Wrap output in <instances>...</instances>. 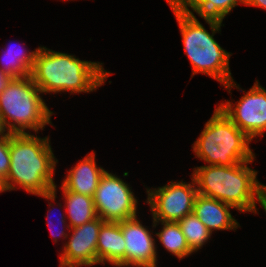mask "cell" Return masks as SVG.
<instances>
[{
  "label": "cell",
  "instance_id": "16",
  "mask_svg": "<svg viewBox=\"0 0 266 267\" xmlns=\"http://www.w3.org/2000/svg\"><path fill=\"white\" fill-rule=\"evenodd\" d=\"M14 46L9 45L7 49H4L0 70L10 78L28 77L31 75L38 48L28 52Z\"/></svg>",
  "mask_w": 266,
  "mask_h": 267
},
{
  "label": "cell",
  "instance_id": "19",
  "mask_svg": "<svg viewBox=\"0 0 266 267\" xmlns=\"http://www.w3.org/2000/svg\"><path fill=\"white\" fill-rule=\"evenodd\" d=\"M178 223L193 252H197L201 249L212 235L194 213L186 215L183 219L179 220Z\"/></svg>",
  "mask_w": 266,
  "mask_h": 267
},
{
  "label": "cell",
  "instance_id": "11",
  "mask_svg": "<svg viewBox=\"0 0 266 267\" xmlns=\"http://www.w3.org/2000/svg\"><path fill=\"white\" fill-rule=\"evenodd\" d=\"M125 239V267H157L156 242L137 217L120 221Z\"/></svg>",
  "mask_w": 266,
  "mask_h": 267
},
{
  "label": "cell",
  "instance_id": "12",
  "mask_svg": "<svg viewBox=\"0 0 266 267\" xmlns=\"http://www.w3.org/2000/svg\"><path fill=\"white\" fill-rule=\"evenodd\" d=\"M95 156V151L87 154L71 170H68L61 187L74 193L93 197L100 178L106 171L102 167H97Z\"/></svg>",
  "mask_w": 266,
  "mask_h": 267
},
{
  "label": "cell",
  "instance_id": "13",
  "mask_svg": "<svg viewBox=\"0 0 266 267\" xmlns=\"http://www.w3.org/2000/svg\"><path fill=\"white\" fill-rule=\"evenodd\" d=\"M232 206L214 198L196 195L193 213L212 233L214 230H236L239 223L233 218L229 209Z\"/></svg>",
  "mask_w": 266,
  "mask_h": 267
},
{
  "label": "cell",
  "instance_id": "4",
  "mask_svg": "<svg viewBox=\"0 0 266 267\" xmlns=\"http://www.w3.org/2000/svg\"><path fill=\"white\" fill-rule=\"evenodd\" d=\"M252 162L195 167L192 176L198 194L224 202L241 213L257 214L256 203L262 205L266 201V185L257 180L258 172L248 167Z\"/></svg>",
  "mask_w": 266,
  "mask_h": 267
},
{
  "label": "cell",
  "instance_id": "25",
  "mask_svg": "<svg viewBox=\"0 0 266 267\" xmlns=\"http://www.w3.org/2000/svg\"><path fill=\"white\" fill-rule=\"evenodd\" d=\"M6 191L4 180L0 178V193Z\"/></svg>",
  "mask_w": 266,
  "mask_h": 267
},
{
  "label": "cell",
  "instance_id": "2",
  "mask_svg": "<svg viewBox=\"0 0 266 267\" xmlns=\"http://www.w3.org/2000/svg\"><path fill=\"white\" fill-rule=\"evenodd\" d=\"M102 65L39 46L30 76L43 94L89 93L105 84L111 75Z\"/></svg>",
  "mask_w": 266,
  "mask_h": 267
},
{
  "label": "cell",
  "instance_id": "15",
  "mask_svg": "<svg viewBox=\"0 0 266 267\" xmlns=\"http://www.w3.org/2000/svg\"><path fill=\"white\" fill-rule=\"evenodd\" d=\"M70 228L81 226L97 218L93 197L74 193L61 187Z\"/></svg>",
  "mask_w": 266,
  "mask_h": 267
},
{
  "label": "cell",
  "instance_id": "10",
  "mask_svg": "<svg viewBox=\"0 0 266 267\" xmlns=\"http://www.w3.org/2000/svg\"><path fill=\"white\" fill-rule=\"evenodd\" d=\"M105 222L97 217L91 222L71 228V236L64 243L59 267H81L98 264L97 242L101 226Z\"/></svg>",
  "mask_w": 266,
  "mask_h": 267
},
{
  "label": "cell",
  "instance_id": "6",
  "mask_svg": "<svg viewBox=\"0 0 266 267\" xmlns=\"http://www.w3.org/2000/svg\"><path fill=\"white\" fill-rule=\"evenodd\" d=\"M40 94L31 76L9 80L0 93V115L8 133L25 134L30 129L38 134L45 125H53L51 116L54 113Z\"/></svg>",
  "mask_w": 266,
  "mask_h": 267
},
{
  "label": "cell",
  "instance_id": "20",
  "mask_svg": "<svg viewBox=\"0 0 266 267\" xmlns=\"http://www.w3.org/2000/svg\"><path fill=\"white\" fill-rule=\"evenodd\" d=\"M10 168V133L0 138V178L5 180Z\"/></svg>",
  "mask_w": 266,
  "mask_h": 267
},
{
  "label": "cell",
  "instance_id": "17",
  "mask_svg": "<svg viewBox=\"0 0 266 267\" xmlns=\"http://www.w3.org/2000/svg\"><path fill=\"white\" fill-rule=\"evenodd\" d=\"M189 14L196 12L203 19H217L223 21L239 3L245 4L246 0H175ZM190 7L192 11L188 8Z\"/></svg>",
  "mask_w": 266,
  "mask_h": 267
},
{
  "label": "cell",
  "instance_id": "8",
  "mask_svg": "<svg viewBox=\"0 0 266 267\" xmlns=\"http://www.w3.org/2000/svg\"><path fill=\"white\" fill-rule=\"evenodd\" d=\"M130 185L105 171L93 196L97 217L104 222H120L138 217V200Z\"/></svg>",
  "mask_w": 266,
  "mask_h": 267
},
{
  "label": "cell",
  "instance_id": "23",
  "mask_svg": "<svg viewBox=\"0 0 266 267\" xmlns=\"http://www.w3.org/2000/svg\"><path fill=\"white\" fill-rule=\"evenodd\" d=\"M11 78L0 70V93L5 89L6 84Z\"/></svg>",
  "mask_w": 266,
  "mask_h": 267
},
{
  "label": "cell",
  "instance_id": "5",
  "mask_svg": "<svg viewBox=\"0 0 266 267\" xmlns=\"http://www.w3.org/2000/svg\"><path fill=\"white\" fill-rule=\"evenodd\" d=\"M251 141L217 106L193 143V152L208 165L233 166L254 161L255 154L249 146Z\"/></svg>",
  "mask_w": 266,
  "mask_h": 267
},
{
  "label": "cell",
  "instance_id": "26",
  "mask_svg": "<svg viewBox=\"0 0 266 267\" xmlns=\"http://www.w3.org/2000/svg\"><path fill=\"white\" fill-rule=\"evenodd\" d=\"M263 207L264 211L266 212V201L261 205Z\"/></svg>",
  "mask_w": 266,
  "mask_h": 267
},
{
  "label": "cell",
  "instance_id": "21",
  "mask_svg": "<svg viewBox=\"0 0 266 267\" xmlns=\"http://www.w3.org/2000/svg\"><path fill=\"white\" fill-rule=\"evenodd\" d=\"M53 209H54V207H53ZM49 213H50V211H48ZM60 218H59V223L60 224H62V225H64L63 227H61V230L60 231H56V232H54L53 230H51L52 228H51V220L49 221V219H50V216L47 214V220H48V222H47V224H48V226H49V228H50V230L52 231L51 232V236L54 238L53 240L57 243L58 242V240H57V238H60V237H64V239H66L67 240V237H68V235H70V234H67L66 233V230H64L63 228H67L68 230L69 229H71L70 228V226H69V224H66V216H64V214H60ZM65 231V232H64ZM55 233V234H54ZM59 236V237H58Z\"/></svg>",
  "mask_w": 266,
  "mask_h": 267
},
{
  "label": "cell",
  "instance_id": "22",
  "mask_svg": "<svg viewBox=\"0 0 266 267\" xmlns=\"http://www.w3.org/2000/svg\"><path fill=\"white\" fill-rule=\"evenodd\" d=\"M244 5L261 7L266 10V0H246Z\"/></svg>",
  "mask_w": 266,
  "mask_h": 267
},
{
  "label": "cell",
  "instance_id": "24",
  "mask_svg": "<svg viewBox=\"0 0 266 267\" xmlns=\"http://www.w3.org/2000/svg\"><path fill=\"white\" fill-rule=\"evenodd\" d=\"M7 134H8V131L5 128L4 123L2 121V118H1V115H0V138L3 137V136H6Z\"/></svg>",
  "mask_w": 266,
  "mask_h": 267
},
{
  "label": "cell",
  "instance_id": "3",
  "mask_svg": "<svg viewBox=\"0 0 266 267\" xmlns=\"http://www.w3.org/2000/svg\"><path fill=\"white\" fill-rule=\"evenodd\" d=\"M179 24L185 54L192 65V77L202 73L221 83L230 93L231 88H239L231 76L229 67L230 52L223 49L214 39L222 26L221 20L204 19L211 28L210 34L195 15L189 14L175 0H166Z\"/></svg>",
  "mask_w": 266,
  "mask_h": 267
},
{
  "label": "cell",
  "instance_id": "14",
  "mask_svg": "<svg viewBox=\"0 0 266 267\" xmlns=\"http://www.w3.org/2000/svg\"><path fill=\"white\" fill-rule=\"evenodd\" d=\"M98 264L109 263L125 267V239L120 222H105L99 231L97 242Z\"/></svg>",
  "mask_w": 266,
  "mask_h": 267
},
{
  "label": "cell",
  "instance_id": "18",
  "mask_svg": "<svg viewBox=\"0 0 266 267\" xmlns=\"http://www.w3.org/2000/svg\"><path fill=\"white\" fill-rule=\"evenodd\" d=\"M160 223L163 225L162 230L155 233V235L168 252L175 255L180 260L193 253L178 222L171 221Z\"/></svg>",
  "mask_w": 266,
  "mask_h": 267
},
{
  "label": "cell",
  "instance_id": "9",
  "mask_svg": "<svg viewBox=\"0 0 266 267\" xmlns=\"http://www.w3.org/2000/svg\"><path fill=\"white\" fill-rule=\"evenodd\" d=\"M219 104L223 113L251 140L266 131V90L258 80L237 104L230 100ZM235 105V106H234Z\"/></svg>",
  "mask_w": 266,
  "mask_h": 267
},
{
  "label": "cell",
  "instance_id": "7",
  "mask_svg": "<svg viewBox=\"0 0 266 267\" xmlns=\"http://www.w3.org/2000/svg\"><path fill=\"white\" fill-rule=\"evenodd\" d=\"M192 177L191 183L173 182L158 187L147 188V204L153 217V227L159 222H178L186 215L193 213L194 201L196 198L197 187Z\"/></svg>",
  "mask_w": 266,
  "mask_h": 267
},
{
  "label": "cell",
  "instance_id": "1",
  "mask_svg": "<svg viewBox=\"0 0 266 267\" xmlns=\"http://www.w3.org/2000/svg\"><path fill=\"white\" fill-rule=\"evenodd\" d=\"M57 162L48 136L10 133V168L4 180L6 191L19 186L27 193L55 201L57 186L53 176Z\"/></svg>",
  "mask_w": 266,
  "mask_h": 267
}]
</instances>
